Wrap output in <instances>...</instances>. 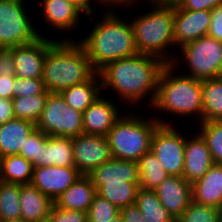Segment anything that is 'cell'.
<instances>
[{"instance_id": "obj_23", "label": "cell", "mask_w": 222, "mask_h": 222, "mask_svg": "<svg viewBox=\"0 0 222 222\" xmlns=\"http://www.w3.org/2000/svg\"><path fill=\"white\" fill-rule=\"evenodd\" d=\"M54 202L35 186L20 185L21 219L25 222H37L49 218Z\"/></svg>"}, {"instance_id": "obj_9", "label": "cell", "mask_w": 222, "mask_h": 222, "mask_svg": "<svg viewBox=\"0 0 222 222\" xmlns=\"http://www.w3.org/2000/svg\"><path fill=\"white\" fill-rule=\"evenodd\" d=\"M36 129L48 136L73 137L83 133V113L71 108L60 93H49Z\"/></svg>"}, {"instance_id": "obj_21", "label": "cell", "mask_w": 222, "mask_h": 222, "mask_svg": "<svg viewBox=\"0 0 222 222\" xmlns=\"http://www.w3.org/2000/svg\"><path fill=\"white\" fill-rule=\"evenodd\" d=\"M36 129V124L14 118L0 125V158L8 155H19L26 139Z\"/></svg>"}, {"instance_id": "obj_13", "label": "cell", "mask_w": 222, "mask_h": 222, "mask_svg": "<svg viewBox=\"0 0 222 222\" xmlns=\"http://www.w3.org/2000/svg\"><path fill=\"white\" fill-rule=\"evenodd\" d=\"M211 11H189L174 4L173 37L175 48H181L208 34Z\"/></svg>"}, {"instance_id": "obj_46", "label": "cell", "mask_w": 222, "mask_h": 222, "mask_svg": "<svg viewBox=\"0 0 222 222\" xmlns=\"http://www.w3.org/2000/svg\"><path fill=\"white\" fill-rule=\"evenodd\" d=\"M76 6L83 14L88 16H93L94 8L92 0H66Z\"/></svg>"}, {"instance_id": "obj_48", "label": "cell", "mask_w": 222, "mask_h": 222, "mask_svg": "<svg viewBox=\"0 0 222 222\" xmlns=\"http://www.w3.org/2000/svg\"><path fill=\"white\" fill-rule=\"evenodd\" d=\"M109 222H124V221H123V218L121 217V215L119 214L117 217L110 220Z\"/></svg>"}, {"instance_id": "obj_34", "label": "cell", "mask_w": 222, "mask_h": 222, "mask_svg": "<svg viewBox=\"0 0 222 222\" xmlns=\"http://www.w3.org/2000/svg\"><path fill=\"white\" fill-rule=\"evenodd\" d=\"M222 211L191 201L176 222H221Z\"/></svg>"}, {"instance_id": "obj_50", "label": "cell", "mask_w": 222, "mask_h": 222, "mask_svg": "<svg viewBox=\"0 0 222 222\" xmlns=\"http://www.w3.org/2000/svg\"><path fill=\"white\" fill-rule=\"evenodd\" d=\"M218 78L222 80V63H221V67H220V70H219Z\"/></svg>"}, {"instance_id": "obj_40", "label": "cell", "mask_w": 222, "mask_h": 222, "mask_svg": "<svg viewBox=\"0 0 222 222\" xmlns=\"http://www.w3.org/2000/svg\"><path fill=\"white\" fill-rule=\"evenodd\" d=\"M207 35L222 41V5L211 10V20Z\"/></svg>"}, {"instance_id": "obj_4", "label": "cell", "mask_w": 222, "mask_h": 222, "mask_svg": "<svg viewBox=\"0 0 222 222\" xmlns=\"http://www.w3.org/2000/svg\"><path fill=\"white\" fill-rule=\"evenodd\" d=\"M175 71L171 64L163 68L150 109L180 118L196 116L197 123L203 122L202 81Z\"/></svg>"}, {"instance_id": "obj_18", "label": "cell", "mask_w": 222, "mask_h": 222, "mask_svg": "<svg viewBox=\"0 0 222 222\" xmlns=\"http://www.w3.org/2000/svg\"><path fill=\"white\" fill-rule=\"evenodd\" d=\"M41 3L42 18L45 24L48 23L47 26L53 28L52 30L59 31L62 34L68 31L70 33L76 27L79 28L83 13L72 3L66 0H42Z\"/></svg>"}, {"instance_id": "obj_36", "label": "cell", "mask_w": 222, "mask_h": 222, "mask_svg": "<svg viewBox=\"0 0 222 222\" xmlns=\"http://www.w3.org/2000/svg\"><path fill=\"white\" fill-rule=\"evenodd\" d=\"M41 130L35 129L21 147L20 156L30 161L33 167H39L40 143L47 137Z\"/></svg>"}, {"instance_id": "obj_41", "label": "cell", "mask_w": 222, "mask_h": 222, "mask_svg": "<svg viewBox=\"0 0 222 222\" xmlns=\"http://www.w3.org/2000/svg\"><path fill=\"white\" fill-rule=\"evenodd\" d=\"M15 76V65L11 48H0V77Z\"/></svg>"}, {"instance_id": "obj_15", "label": "cell", "mask_w": 222, "mask_h": 222, "mask_svg": "<svg viewBox=\"0 0 222 222\" xmlns=\"http://www.w3.org/2000/svg\"><path fill=\"white\" fill-rule=\"evenodd\" d=\"M103 95L104 93L83 112V133L85 134L106 136L125 112L124 109L123 112L120 111L118 104L115 105L116 100Z\"/></svg>"}, {"instance_id": "obj_27", "label": "cell", "mask_w": 222, "mask_h": 222, "mask_svg": "<svg viewBox=\"0 0 222 222\" xmlns=\"http://www.w3.org/2000/svg\"><path fill=\"white\" fill-rule=\"evenodd\" d=\"M139 188L154 190L166 179L168 174L152 151L143 154L137 161Z\"/></svg>"}, {"instance_id": "obj_7", "label": "cell", "mask_w": 222, "mask_h": 222, "mask_svg": "<svg viewBox=\"0 0 222 222\" xmlns=\"http://www.w3.org/2000/svg\"><path fill=\"white\" fill-rule=\"evenodd\" d=\"M179 50L182 55L177 54L171 65L177 71L178 67H183L186 74L179 71L181 74L201 81L218 77L222 63V41L205 35L185 44Z\"/></svg>"}, {"instance_id": "obj_47", "label": "cell", "mask_w": 222, "mask_h": 222, "mask_svg": "<svg viewBox=\"0 0 222 222\" xmlns=\"http://www.w3.org/2000/svg\"><path fill=\"white\" fill-rule=\"evenodd\" d=\"M143 1L155 2L161 4H177L179 0H143Z\"/></svg>"}, {"instance_id": "obj_51", "label": "cell", "mask_w": 222, "mask_h": 222, "mask_svg": "<svg viewBox=\"0 0 222 222\" xmlns=\"http://www.w3.org/2000/svg\"><path fill=\"white\" fill-rule=\"evenodd\" d=\"M37 222H52V221L50 220V218H47V219L40 220V221H37Z\"/></svg>"}, {"instance_id": "obj_33", "label": "cell", "mask_w": 222, "mask_h": 222, "mask_svg": "<svg viewBox=\"0 0 222 222\" xmlns=\"http://www.w3.org/2000/svg\"><path fill=\"white\" fill-rule=\"evenodd\" d=\"M197 126L198 132L207 143L212 161L222 164V121H204Z\"/></svg>"}, {"instance_id": "obj_42", "label": "cell", "mask_w": 222, "mask_h": 222, "mask_svg": "<svg viewBox=\"0 0 222 222\" xmlns=\"http://www.w3.org/2000/svg\"><path fill=\"white\" fill-rule=\"evenodd\" d=\"M92 1H94L93 3L98 2L97 4H101V6L104 5L103 6L105 7L104 11H115V10L117 11L118 8L121 9L123 6H124L123 8H126V9L127 7L133 8L138 2V0H92Z\"/></svg>"}, {"instance_id": "obj_3", "label": "cell", "mask_w": 222, "mask_h": 222, "mask_svg": "<svg viewBox=\"0 0 222 222\" xmlns=\"http://www.w3.org/2000/svg\"><path fill=\"white\" fill-rule=\"evenodd\" d=\"M61 37L46 51L42 81L50 93L88 81L96 71L77 38Z\"/></svg>"}, {"instance_id": "obj_19", "label": "cell", "mask_w": 222, "mask_h": 222, "mask_svg": "<svg viewBox=\"0 0 222 222\" xmlns=\"http://www.w3.org/2000/svg\"><path fill=\"white\" fill-rule=\"evenodd\" d=\"M96 191L104 184L139 182L137 162L114 159L103 163L88 174Z\"/></svg>"}, {"instance_id": "obj_26", "label": "cell", "mask_w": 222, "mask_h": 222, "mask_svg": "<svg viewBox=\"0 0 222 222\" xmlns=\"http://www.w3.org/2000/svg\"><path fill=\"white\" fill-rule=\"evenodd\" d=\"M33 169L32 163L20 155L1 157L0 181L19 185L30 184Z\"/></svg>"}, {"instance_id": "obj_8", "label": "cell", "mask_w": 222, "mask_h": 222, "mask_svg": "<svg viewBox=\"0 0 222 222\" xmlns=\"http://www.w3.org/2000/svg\"><path fill=\"white\" fill-rule=\"evenodd\" d=\"M25 1L0 0V47L11 48L31 43L40 36L46 37L35 27L30 10L27 14L28 2Z\"/></svg>"}, {"instance_id": "obj_20", "label": "cell", "mask_w": 222, "mask_h": 222, "mask_svg": "<svg viewBox=\"0 0 222 222\" xmlns=\"http://www.w3.org/2000/svg\"><path fill=\"white\" fill-rule=\"evenodd\" d=\"M192 201L222 211V164L214 163L202 178L191 184Z\"/></svg>"}, {"instance_id": "obj_2", "label": "cell", "mask_w": 222, "mask_h": 222, "mask_svg": "<svg viewBox=\"0 0 222 222\" xmlns=\"http://www.w3.org/2000/svg\"><path fill=\"white\" fill-rule=\"evenodd\" d=\"M118 11H105L102 20L93 22L89 33L77 41L84 48L91 65L99 72L108 63L138 54L130 21Z\"/></svg>"}, {"instance_id": "obj_49", "label": "cell", "mask_w": 222, "mask_h": 222, "mask_svg": "<svg viewBox=\"0 0 222 222\" xmlns=\"http://www.w3.org/2000/svg\"><path fill=\"white\" fill-rule=\"evenodd\" d=\"M0 222H25V221L22 219H19V220H11V221L0 220Z\"/></svg>"}, {"instance_id": "obj_35", "label": "cell", "mask_w": 222, "mask_h": 222, "mask_svg": "<svg viewBox=\"0 0 222 222\" xmlns=\"http://www.w3.org/2000/svg\"><path fill=\"white\" fill-rule=\"evenodd\" d=\"M119 214L115 205L96 193L87 211V219L88 222H109Z\"/></svg>"}, {"instance_id": "obj_43", "label": "cell", "mask_w": 222, "mask_h": 222, "mask_svg": "<svg viewBox=\"0 0 222 222\" xmlns=\"http://www.w3.org/2000/svg\"><path fill=\"white\" fill-rule=\"evenodd\" d=\"M120 215L124 222H147L135 204L122 208Z\"/></svg>"}, {"instance_id": "obj_24", "label": "cell", "mask_w": 222, "mask_h": 222, "mask_svg": "<svg viewBox=\"0 0 222 222\" xmlns=\"http://www.w3.org/2000/svg\"><path fill=\"white\" fill-rule=\"evenodd\" d=\"M96 194L95 186L88 175H81L54 202V205L65 210L87 212Z\"/></svg>"}, {"instance_id": "obj_5", "label": "cell", "mask_w": 222, "mask_h": 222, "mask_svg": "<svg viewBox=\"0 0 222 222\" xmlns=\"http://www.w3.org/2000/svg\"><path fill=\"white\" fill-rule=\"evenodd\" d=\"M149 10L131 19L135 45L138 53L153 55L171 64L176 53L173 37L174 4H161L146 1ZM169 48V49H167ZM168 50V52H167ZM175 54V55H174Z\"/></svg>"}, {"instance_id": "obj_16", "label": "cell", "mask_w": 222, "mask_h": 222, "mask_svg": "<svg viewBox=\"0 0 222 222\" xmlns=\"http://www.w3.org/2000/svg\"><path fill=\"white\" fill-rule=\"evenodd\" d=\"M195 133L191 137L188 134L186 135L182 174L191 184L202 178L214 164L205 139L197 130Z\"/></svg>"}, {"instance_id": "obj_17", "label": "cell", "mask_w": 222, "mask_h": 222, "mask_svg": "<svg viewBox=\"0 0 222 222\" xmlns=\"http://www.w3.org/2000/svg\"><path fill=\"white\" fill-rule=\"evenodd\" d=\"M160 203L177 220L192 201L191 183L183 176L168 175L154 189Z\"/></svg>"}, {"instance_id": "obj_32", "label": "cell", "mask_w": 222, "mask_h": 222, "mask_svg": "<svg viewBox=\"0 0 222 222\" xmlns=\"http://www.w3.org/2000/svg\"><path fill=\"white\" fill-rule=\"evenodd\" d=\"M21 219L20 185L0 181V220Z\"/></svg>"}, {"instance_id": "obj_12", "label": "cell", "mask_w": 222, "mask_h": 222, "mask_svg": "<svg viewBox=\"0 0 222 222\" xmlns=\"http://www.w3.org/2000/svg\"><path fill=\"white\" fill-rule=\"evenodd\" d=\"M56 40V38L40 36L31 43L12 47L15 76L42 79L46 51Z\"/></svg>"}, {"instance_id": "obj_45", "label": "cell", "mask_w": 222, "mask_h": 222, "mask_svg": "<svg viewBox=\"0 0 222 222\" xmlns=\"http://www.w3.org/2000/svg\"><path fill=\"white\" fill-rule=\"evenodd\" d=\"M14 118L12 100L0 98V125Z\"/></svg>"}, {"instance_id": "obj_37", "label": "cell", "mask_w": 222, "mask_h": 222, "mask_svg": "<svg viewBox=\"0 0 222 222\" xmlns=\"http://www.w3.org/2000/svg\"><path fill=\"white\" fill-rule=\"evenodd\" d=\"M42 79H25L16 77L14 80L13 98L42 94L45 91Z\"/></svg>"}, {"instance_id": "obj_25", "label": "cell", "mask_w": 222, "mask_h": 222, "mask_svg": "<svg viewBox=\"0 0 222 222\" xmlns=\"http://www.w3.org/2000/svg\"><path fill=\"white\" fill-rule=\"evenodd\" d=\"M102 92L101 78L96 72L88 81L64 89L60 95L71 108L83 113Z\"/></svg>"}, {"instance_id": "obj_11", "label": "cell", "mask_w": 222, "mask_h": 222, "mask_svg": "<svg viewBox=\"0 0 222 222\" xmlns=\"http://www.w3.org/2000/svg\"><path fill=\"white\" fill-rule=\"evenodd\" d=\"M71 143L75 167L82 175L113 158L106 136L82 133L71 137Z\"/></svg>"}, {"instance_id": "obj_44", "label": "cell", "mask_w": 222, "mask_h": 222, "mask_svg": "<svg viewBox=\"0 0 222 222\" xmlns=\"http://www.w3.org/2000/svg\"><path fill=\"white\" fill-rule=\"evenodd\" d=\"M16 76L0 77V98L13 99L14 80Z\"/></svg>"}, {"instance_id": "obj_14", "label": "cell", "mask_w": 222, "mask_h": 222, "mask_svg": "<svg viewBox=\"0 0 222 222\" xmlns=\"http://www.w3.org/2000/svg\"><path fill=\"white\" fill-rule=\"evenodd\" d=\"M82 174L73 167H34L31 184L53 202Z\"/></svg>"}, {"instance_id": "obj_22", "label": "cell", "mask_w": 222, "mask_h": 222, "mask_svg": "<svg viewBox=\"0 0 222 222\" xmlns=\"http://www.w3.org/2000/svg\"><path fill=\"white\" fill-rule=\"evenodd\" d=\"M75 166L71 137L47 136L40 143L39 167Z\"/></svg>"}, {"instance_id": "obj_10", "label": "cell", "mask_w": 222, "mask_h": 222, "mask_svg": "<svg viewBox=\"0 0 222 222\" xmlns=\"http://www.w3.org/2000/svg\"><path fill=\"white\" fill-rule=\"evenodd\" d=\"M175 126L160 124L152 136L150 150L168 175L182 177L186 134Z\"/></svg>"}, {"instance_id": "obj_39", "label": "cell", "mask_w": 222, "mask_h": 222, "mask_svg": "<svg viewBox=\"0 0 222 222\" xmlns=\"http://www.w3.org/2000/svg\"><path fill=\"white\" fill-rule=\"evenodd\" d=\"M177 5L181 9L189 11H211L213 8L222 5V0H179Z\"/></svg>"}, {"instance_id": "obj_28", "label": "cell", "mask_w": 222, "mask_h": 222, "mask_svg": "<svg viewBox=\"0 0 222 222\" xmlns=\"http://www.w3.org/2000/svg\"><path fill=\"white\" fill-rule=\"evenodd\" d=\"M203 122L222 121V80H202Z\"/></svg>"}, {"instance_id": "obj_30", "label": "cell", "mask_w": 222, "mask_h": 222, "mask_svg": "<svg viewBox=\"0 0 222 222\" xmlns=\"http://www.w3.org/2000/svg\"><path fill=\"white\" fill-rule=\"evenodd\" d=\"M139 182H122L115 184H104L96 193L105 198L119 210L135 204Z\"/></svg>"}, {"instance_id": "obj_1", "label": "cell", "mask_w": 222, "mask_h": 222, "mask_svg": "<svg viewBox=\"0 0 222 222\" xmlns=\"http://www.w3.org/2000/svg\"><path fill=\"white\" fill-rule=\"evenodd\" d=\"M166 65V62L156 56L140 53L110 62L99 71L102 90L110 88L118 94L117 98L119 96L123 104H135L134 108L149 97L146 103L151 107L160 74Z\"/></svg>"}, {"instance_id": "obj_38", "label": "cell", "mask_w": 222, "mask_h": 222, "mask_svg": "<svg viewBox=\"0 0 222 222\" xmlns=\"http://www.w3.org/2000/svg\"><path fill=\"white\" fill-rule=\"evenodd\" d=\"M49 218L52 222H88L87 212L65 210L53 205Z\"/></svg>"}, {"instance_id": "obj_29", "label": "cell", "mask_w": 222, "mask_h": 222, "mask_svg": "<svg viewBox=\"0 0 222 222\" xmlns=\"http://www.w3.org/2000/svg\"><path fill=\"white\" fill-rule=\"evenodd\" d=\"M135 205L147 222H176L174 217L160 203L154 190L139 188Z\"/></svg>"}, {"instance_id": "obj_6", "label": "cell", "mask_w": 222, "mask_h": 222, "mask_svg": "<svg viewBox=\"0 0 222 222\" xmlns=\"http://www.w3.org/2000/svg\"><path fill=\"white\" fill-rule=\"evenodd\" d=\"M156 115L148 118L145 115L139 116V113L132 114L131 111L123 113L106 135L112 157L137 161L150 151L155 129L160 124L173 125L172 121L167 120V117L164 118L162 114Z\"/></svg>"}, {"instance_id": "obj_31", "label": "cell", "mask_w": 222, "mask_h": 222, "mask_svg": "<svg viewBox=\"0 0 222 222\" xmlns=\"http://www.w3.org/2000/svg\"><path fill=\"white\" fill-rule=\"evenodd\" d=\"M48 92L45 90L42 94L26 97H15L12 99L15 118L28 120L37 123L41 113L45 107L48 97Z\"/></svg>"}]
</instances>
